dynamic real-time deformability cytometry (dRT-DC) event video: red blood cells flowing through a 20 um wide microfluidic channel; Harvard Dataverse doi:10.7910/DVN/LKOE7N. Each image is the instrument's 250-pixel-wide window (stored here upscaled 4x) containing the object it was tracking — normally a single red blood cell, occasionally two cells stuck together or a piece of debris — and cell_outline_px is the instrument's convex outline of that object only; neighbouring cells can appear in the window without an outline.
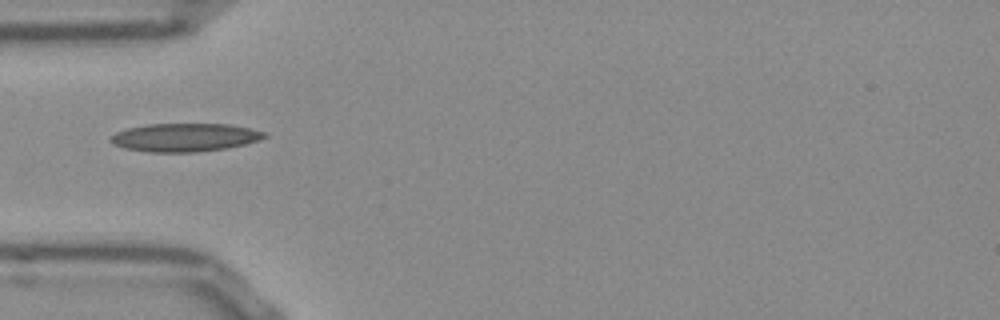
{"species": "Egyptian fruit bat (a non-hibernating species)", "species_latin": "Rousettus aegyptiacus", "temperature_condition": "room temperature", "stored_images_in_passage": 37, "camera_frame_rate_fps": 3000, "um_per_image_px": 0.085, "frame": {"image": 1, "passage_image": 1, "time_ms": 0.0, "image_size_px": [1000, 320], "cell_outline_px": [[268, 136], [260, 140], [228, 148], [196, 152], [148, 152], [124, 148], [112, 144], [108, 140], [116, 132], [128, 128], [148, 124], [232, 124], [264, 132]], "centroid_in_image_um": [15.7, 11.68], "position_along_channel_um": 69.3, "area_um2": 25.37}}
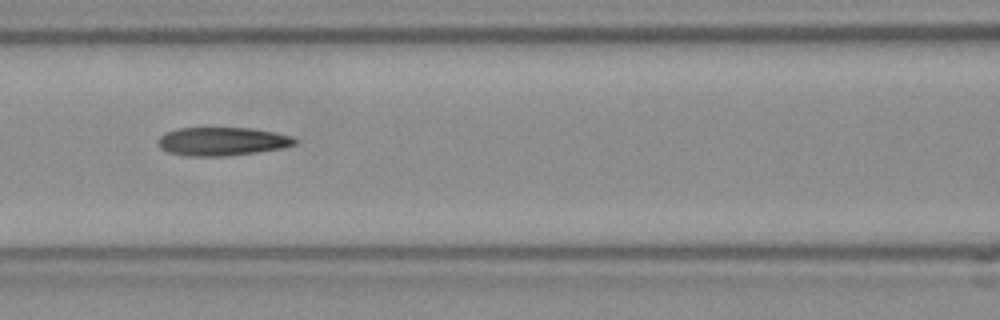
{"frame": {"image": 2, "passage_image": 7, "time_ms": 2.0, "image_size_px": [1000, 320], "cell_outline_px": [[300, 140], [296, 144], [284, 148], [256, 152], [224, 156], [184, 156], [168, 152], [160, 148], [156, 140], [164, 132], [176, 128], [252, 128], [276, 132], [292, 136]], "centroid_in_image_um": [18.88, 12.01], "position_along_channel_um": 147.7, "area_um2": 23.0}}
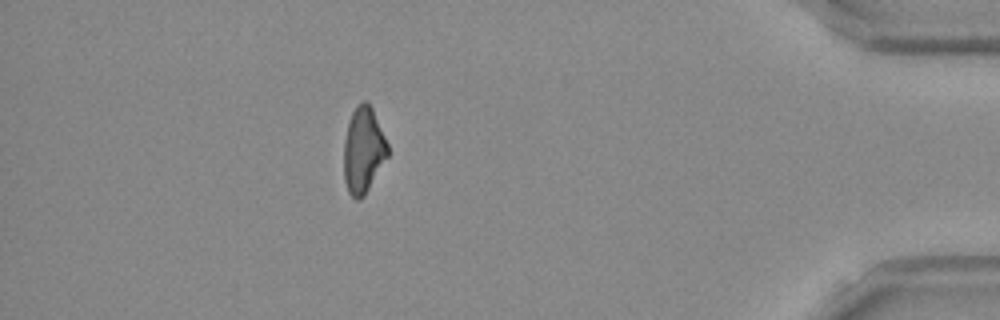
{"frame": {"image": 3, "passage_image": 31, "time_ms": 10.0, "image_size_px": [1000, 320], "cell_outline_px": [[388, 156], [364, 196], [360, 200], [356, 200], [348, 192], [344, 180], [344, 140], [348, 124], [352, 112], [356, 104], [364, 100], [368, 100], [372, 108], [388, 144]], "centroid_in_image_um": [30.87, 12.76], "position_along_channel_um": 404.3, "area_um2": 22.02}, "authors_computed_cell_mechanics": {"area_um2": 22.5998, "velocity_mm_per_s": 3.8513, "shape_relaxation_time_tau1_ms": null, "shape_relaxation_time_tau2_ms": 6.2171, "deformation_change_tau1": null, "deformation_change_tau2": 0.1639}}